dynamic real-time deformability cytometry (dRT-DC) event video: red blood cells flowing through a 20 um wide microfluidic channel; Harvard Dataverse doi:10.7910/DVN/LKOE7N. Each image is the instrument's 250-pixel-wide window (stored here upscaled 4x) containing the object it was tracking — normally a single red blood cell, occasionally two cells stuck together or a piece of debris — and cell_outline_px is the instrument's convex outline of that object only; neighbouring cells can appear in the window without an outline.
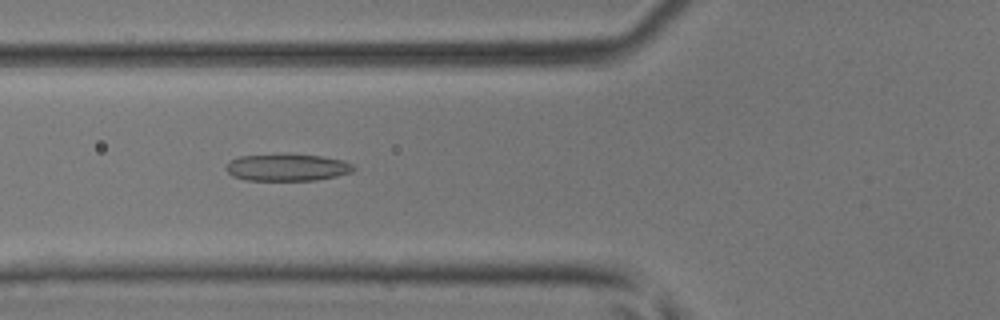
{"species": "common noctule bat (a hibernating species)", "species_latin": "Nyctalus noctula", "temperature_condition": "room temperature", "stored_images_in_passage": 6, "camera_frame_rate_fps": 3000, "um_per_image_px": 0.085, "animal": {"sex": "male", "body_mass_g": 17.9, "forearm_length_mm": 54.2}, "frame": {"image": 1, "passage_image": 5, "time_ms": 4.667, "image_size_px": [1000, 320], "cell_outline_px": [[356, 168], [352, 172], [336, 176], [316, 180], [248, 180], [232, 176], [224, 168], [232, 160], [240, 156], [284, 152], [320, 156], [344, 160], [352, 164]], "centroid_in_image_um": [24.42, 14.2], "position_along_channel_um": 101.4, "area_um2": 20.52}}
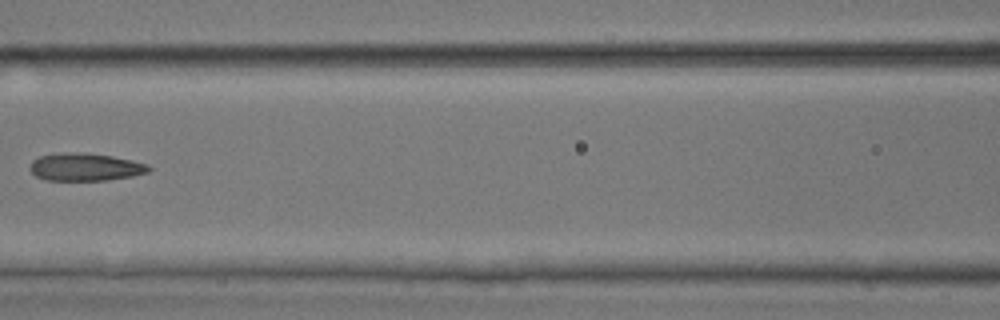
{"frame": {"image": 2, "passage_image": 6, "time_ms": 6.0, "image_size_px": [1000, 320], "cell_outline_px": [[152, 168], [148, 172], [132, 176], [108, 180], [48, 180], [36, 176], [28, 168], [32, 160], [40, 156], [60, 152], [80, 152], [112, 156], [132, 160], [148, 164]], "centroid_in_image_um": [7.24, 14.19], "position_along_channel_um": 159.4, "area_um2": 19.25}}